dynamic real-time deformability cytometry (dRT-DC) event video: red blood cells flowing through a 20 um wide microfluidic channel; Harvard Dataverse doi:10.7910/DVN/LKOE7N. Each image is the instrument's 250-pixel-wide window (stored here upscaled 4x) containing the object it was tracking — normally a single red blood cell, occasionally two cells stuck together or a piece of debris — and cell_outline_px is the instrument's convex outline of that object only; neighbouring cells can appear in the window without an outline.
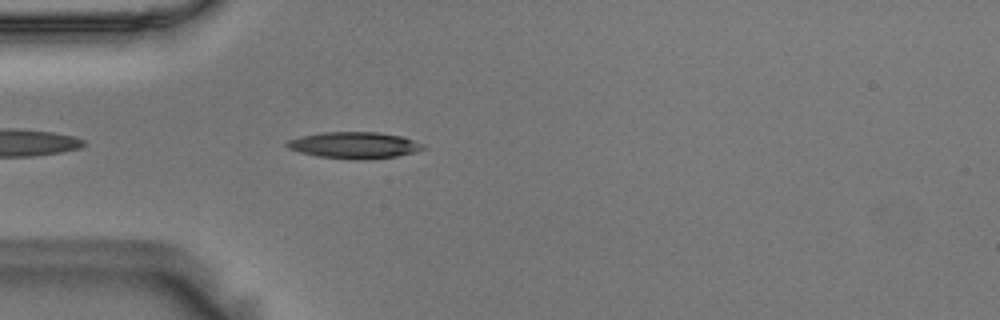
{"species": "Egyptian fruit bat (a non-hibernating species)", "species_latin": "Rousettus aegyptiacus", "temperature_condition": "room temperature", "stored_images_in_passage": 13, "camera_frame_rate_fps": 3000, "um_per_image_px": 0.085, "animal": {"sex": "male"}, "frame": {"image": 1, "passage_image": 3, "time_ms": 0.667, "image_size_px": [1000, 320], "cell_outline_px": [[428, 148], [416, 152], [396, 156], [360, 160], [356, 160], [320, 156], [300, 152], [288, 148], [284, 144], [288, 140], [300, 136], [320, 132], [376, 132], [404, 136], [424, 144]], "centroid_in_image_um": [30.15, 12.33], "position_along_channel_um": 54.8, "area_um2": 21.15}}
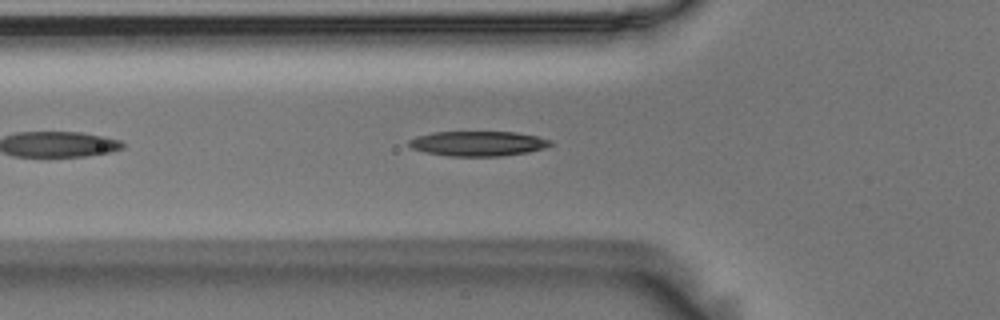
{"frame": {"image": 2, "passage_image": 6, "time_ms": 1.667, "image_size_px": [1000, 320], "cell_outline_px": [[552, 144], [544, 148], [528, 152], [500, 156], [448, 156], [424, 152], [412, 148], [408, 144], [408, 140], [416, 136], [436, 132], [516, 132], [536, 136], [552, 140]], "centroid_in_image_um": [40.62, 12.2], "position_along_channel_um": 85.2, "area_um2": 20.52}}